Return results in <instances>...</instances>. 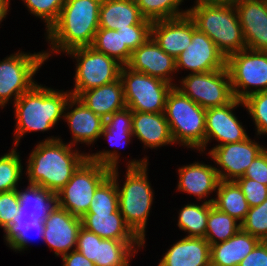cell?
<instances>
[{
	"mask_svg": "<svg viewBox=\"0 0 267 266\" xmlns=\"http://www.w3.org/2000/svg\"><path fill=\"white\" fill-rule=\"evenodd\" d=\"M144 244L142 240L103 239L81 227L76 250L96 266H129L131 258Z\"/></svg>",
	"mask_w": 267,
	"mask_h": 266,
	"instance_id": "cell-12",
	"label": "cell"
},
{
	"mask_svg": "<svg viewBox=\"0 0 267 266\" xmlns=\"http://www.w3.org/2000/svg\"><path fill=\"white\" fill-rule=\"evenodd\" d=\"M210 252L205 238L185 236L167 249L158 266H210Z\"/></svg>",
	"mask_w": 267,
	"mask_h": 266,
	"instance_id": "cell-24",
	"label": "cell"
},
{
	"mask_svg": "<svg viewBox=\"0 0 267 266\" xmlns=\"http://www.w3.org/2000/svg\"><path fill=\"white\" fill-rule=\"evenodd\" d=\"M82 227L103 239L141 240L126 224L118 209L114 213H86Z\"/></svg>",
	"mask_w": 267,
	"mask_h": 266,
	"instance_id": "cell-28",
	"label": "cell"
},
{
	"mask_svg": "<svg viewBox=\"0 0 267 266\" xmlns=\"http://www.w3.org/2000/svg\"><path fill=\"white\" fill-rule=\"evenodd\" d=\"M141 15L151 21L178 18L188 14L179 9L184 0H135ZM181 10V11H180Z\"/></svg>",
	"mask_w": 267,
	"mask_h": 266,
	"instance_id": "cell-36",
	"label": "cell"
},
{
	"mask_svg": "<svg viewBox=\"0 0 267 266\" xmlns=\"http://www.w3.org/2000/svg\"><path fill=\"white\" fill-rule=\"evenodd\" d=\"M174 143L200 151L205 146L206 109L173 87L165 110Z\"/></svg>",
	"mask_w": 267,
	"mask_h": 266,
	"instance_id": "cell-7",
	"label": "cell"
},
{
	"mask_svg": "<svg viewBox=\"0 0 267 266\" xmlns=\"http://www.w3.org/2000/svg\"><path fill=\"white\" fill-rule=\"evenodd\" d=\"M77 64L72 96L78 97L83 91L116 81L122 65L110 56L100 53L91 46L74 48L66 53Z\"/></svg>",
	"mask_w": 267,
	"mask_h": 266,
	"instance_id": "cell-11",
	"label": "cell"
},
{
	"mask_svg": "<svg viewBox=\"0 0 267 266\" xmlns=\"http://www.w3.org/2000/svg\"><path fill=\"white\" fill-rule=\"evenodd\" d=\"M17 190L19 199L18 216H26L36 222H44L57 205L56 194L40 187L29 184L24 190Z\"/></svg>",
	"mask_w": 267,
	"mask_h": 266,
	"instance_id": "cell-29",
	"label": "cell"
},
{
	"mask_svg": "<svg viewBox=\"0 0 267 266\" xmlns=\"http://www.w3.org/2000/svg\"><path fill=\"white\" fill-rule=\"evenodd\" d=\"M246 49L267 51V0H236Z\"/></svg>",
	"mask_w": 267,
	"mask_h": 266,
	"instance_id": "cell-19",
	"label": "cell"
},
{
	"mask_svg": "<svg viewBox=\"0 0 267 266\" xmlns=\"http://www.w3.org/2000/svg\"><path fill=\"white\" fill-rule=\"evenodd\" d=\"M175 61L177 72L185 69L191 73H204L226 68L225 56L216 44L196 27L194 20L192 41Z\"/></svg>",
	"mask_w": 267,
	"mask_h": 266,
	"instance_id": "cell-15",
	"label": "cell"
},
{
	"mask_svg": "<svg viewBox=\"0 0 267 266\" xmlns=\"http://www.w3.org/2000/svg\"><path fill=\"white\" fill-rule=\"evenodd\" d=\"M235 182L240 187L242 193L250 207L258 206L267 199V186L250 178H238Z\"/></svg>",
	"mask_w": 267,
	"mask_h": 266,
	"instance_id": "cell-43",
	"label": "cell"
},
{
	"mask_svg": "<svg viewBox=\"0 0 267 266\" xmlns=\"http://www.w3.org/2000/svg\"><path fill=\"white\" fill-rule=\"evenodd\" d=\"M28 11L43 19L46 31L56 22L67 0H22Z\"/></svg>",
	"mask_w": 267,
	"mask_h": 266,
	"instance_id": "cell-41",
	"label": "cell"
},
{
	"mask_svg": "<svg viewBox=\"0 0 267 266\" xmlns=\"http://www.w3.org/2000/svg\"><path fill=\"white\" fill-rule=\"evenodd\" d=\"M133 111L125 107L122 110L114 112L105 119L104 128L100 136H104L110 145L119 147L131 142Z\"/></svg>",
	"mask_w": 267,
	"mask_h": 266,
	"instance_id": "cell-33",
	"label": "cell"
},
{
	"mask_svg": "<svg viewBox=\"0 0 267 266\" xmlns=\"http://www.w3.org/2000/svg\"><path fill=\"white\" fill-rule=\"evenodd\" d=\"M137 24H152L145 19L135 0H102L99 28L118 30Z\"/></svg>",
	"mask_w": 267,
	"mask_h": 266,
	"instance_id": "cell-26",
	"label": "cell"
},
{
	"mask_svg": "<svg viewBox=\"0 0 267 266\" xmlns=\"http://www.w3.org/2000/svg\"><path fill=\"white\" fill-rule=\"evenodd\" d=\"M72 94L54 90L35 83L13 104L15 113L14 147L29 132H45L53 128L61 118Z\"/></svg>",
	"mask_w": 267,
	"mask_h": 266,
	"instance_id": "cell-3",
	"label": "cell"
},
{
	"mask_svg": "<svg viewBox=\"0 0 267 266\" xmlns=\"http://www.w3.org/2000/svg\"><path fill=\"white\" fill-rule=\"evenodd\" d=\"M118 209L117 184L109 175L95 190L87 213H114Z\"/></svg>",
	"mask_w": 267,
	"mask_h": 266,
	"instance_id": "cell-37",
	"label": "cell"
},
{
	"mask_svg": "<svg viewBox=\"0 0 267 266\" xmlns=\"http://www.w3.org/2000/svg\"><path fill=\"white\" fill-rule=\"evenodd\" d=\"M238 266H267V241H260Z\"/></svg>",
	"mask_w": 267,
	"mask_h": 266,
	"instance_id": "cell-46",
	"label": "cell"
},
{
	"mask_svg": "<svg viewBox=\"0 0 267 266\" xmlns=\"http://www.w3.org/2000/svg\"><path fill=\"white\" fill-rule=\"evenodd\" d=\"M23 166L17 148L0 157V192L16 190L22 176Z\"/></svg>",
	"mask_w": 267,
	"mask_h": 266,
	"instance_id": "cell-38",
	"label": "cell"
},
{
	"mask_svg": "<svg viewBox=\"0 0 267 266\" xmlns=\"http://www.w3.org/2000/svg\"><path fill=\"white\" fill-rule=\"evenodd\" d=\"M19 209L17 190L0 192V227L4 229L11 224Z\"/></svg>",
	"mask_w": 267,
	"mask_h": 266,
	"instance_id": "cell-44",
	"label": "cell"
},
{
	"mask_svg": "<svg viewBox=\"0 0 267 266\" xmlns=\"http://www.w3.org/2000/svg\"><path fill=\"white\" fill-rule=\"evenodd\" d=\"M77 98L104 120L126 107L120 77L111 83L83 91Z\"/></svg>",
	"mask_w": 267,
	"mask_h": 266,
	"instance_id": "cell-25",
	"label": "cell"
},
{
	"mask_svg": "<svg viewBox=\"0 0 267 266\" xmlns=\"http://www.w3.org/2000/svg\"><path fill=\"white\" fill-rule=\"evenodd\" d=\"M126 66L136 72L145 73L176 85L172 82L174 80L172 74L177 72L176 61L164 52L152 37L132 52Z\"/></svg>",
	"mask_w": 267,
	"mask_h": 266,
	"instance_id": "cell-18",
	"label": "cell"
},
{
	"mask_svg": "<svg viewBox=\"0 0 267 266\" xmlns=\"http://www.w3.org/2000/svg\"><path fill=\"white\" fill-rule=\"evenodd\" d=\"M12 53L0 61V108L13 103L35 83L34 77L46 61L44 52Z\"/></svg>",
	"mask_w": 267,
	"mask_h": 266,
	"instance_id": "cell-10",
	"label": "cell"
},
{
	"mask_svg": "<svg viewBox=\"0 0 267 266\" xmlns=\"http://www.w3.org/2000/svg\"><path fill=\"white\" fill-rule=\"evenodd\" d=\"M4 240L8 247L16 251H24L28 248L30 237L36 232L43 239L44 222H36L26 216H18V213L12 219L11 224L4 229ZM31 233V235H30Z\"/></svg>",
	"mask_w": 267,
	"mask_h": 266,
	"instance_id": "cell-31",
	"label": "cell"
},
{
	"mask_svg": "<svg viewBox=\"0 0 267 266\" xmlns=\"http://www.w3.org/2000/svg\"><path fill=\"white\" fill-rule=\"evenodd\" d=\"M236 0H195L196 4H234Z\"/></svg>",
	"mask_w": 267,
	"mask_h": 266,
	"instance_id": "cell-49",
	"label": "cell"
},
{
	"mask_svg": "<svg viewBox=\"0 0 267 266\" xmlns=\"http://www.w3.org/2000/svg\"><path fill=\"white\" fill-rule=\"evenodd\" d=\"M148 159L129 160L122 188L118 182V168L110 169V176L117 184L119 210L126 224L145 243V232L153 204L154 192L148 180Z\"/></svg>",
	"mask_w": 267,
	"mask_h": 266,
	"instance_id": "cell-5",
	"label": "cell"
},
{
	"mask_svg": "<svg viewBox=\"0 0 267 266\" xmlns=\"http://www.w3.org/2000/svg\"><path fill=\"white\" fill-rule=\"evenodd\" d=\"M188 15L196 27L205 33L228 56L246 49L242 27L234 4H196Z\"/></svg>",
	"mask_w": 267,
	"mask_h": 266,
	"instance_id": "cell-6",
	"label": "cell"
},
{
	"mask_svg": "<svg viewBox=\"0 0 267 266\" xmlns=\"http://www.w3.org/2000/svg\"><path fill=\"white\" fill-rule=\"evenodd\" d=\"M62 262V266H96L76 249L63 255Z\"/></svg>",
	"mask_w": 267,
	"mask_h": 266,
	"instance_id": "cell-47",
	"label": "cell"
},
{
	"mask_svg": "<svg viewBox=\"0 0 267 266\" xmlns=\"http://www.w3.org/2000/svg\"><path fill=\"white\" fill-rule=\"evenodd\" d=\"M179 181L177 190L194 195L198 200L209 198L216 192L219 177L215 166L194 162L178 168Z\"/></svg>",
	"mask_w": 267,
	"mask_h": 266,
	"instance_id": "cell-23",
	"label": "cell"
},
{
	"mask_svg": "<svg viewBox=\"0 0 267 266\" xmlns=\"http://www.w3.org/2000/svg\"><path fill=\"white\" fill-rule=\"evenodd\" d=\"M87 156L56 194L57 205L80 218L88 212L95 190L110 175V169L117 168L120 154L118 150H100Z\"/></svg>",
	"mask_w": 267,
	"mask_h": 266,
	"instance_id": "cell-4",
	"label": "cell"
},
{
	"mask_svg": "<svg viewBox=\"0 0 267 266\" xmlns=\"http://www.w3.org/2000/svg\"><path fill=\"white\" fill-rule=\"evenodd\" d=\"M241 229L260 241H267V199L258 206L250 207Z\"/></svg>",
	"mask_w": 267,
	"mask_h": 266,
	"instance_id": "cell-40",
	"label": "cell"
},
{
	"mask_svg": "<svg viewBox=\"0 0 267 266\" xmlns=\"http://www.w3.org/2000/svg\"><path fill=\"white\" fill-rule=\"evenodd\" d=\"M81 227L80 217L56 205L44 221L43 241L57 257L63 256L76 249Z\"/></svg>",
	"mask_w": 267,
	"mask_h": 266,
	"instance_id": "cell-17",
	"label": "cell"
},
{
	"mask_svg": "<svg viewBox=\"0 0 267 266\" xmlns=\"http://www.w3.org/2000/svg\"><path fill=\"white\" fill-rule=\"evenodd\" d=\"M193 19L187 14L152 22L151 37L159 47L176 59L192 41Z\"/></svg>",
	"mask_w": 267,
	"mask_h": 266,
	"instance_id": "cell-21",
	"label": "cell"
},
{
	"mask_svg": "<svg viewBox=\"0 0 267 266\" xmlns=\"http://www.w3.org/2000/svg\"><path fill=\"white\" fill-rule=\"evenodd\" d=\"M216 193L213 205L242 223L250 206L238 184L235 181L220 180Z\"/></svg>",
	"mask_w": 267,
	"mask_h": 266,
	"instance_id": "cell-30",
	"label": "cell"
},
{
	"mask_svg": "<svg viewBox=\"0 0 267 266\" xmlns=\"http://www.w3.org/2000/svg\"><path fill=\"white\" fill-rule=\"evenodd\" d=\"M120 79L123 83L126 107L138 112H164L166 99L174 87L173 84L136 72L127 66L121 67Z\"/></svg>",
	"mask_w": 267,
	"mask_h": 266,
	"instance_id": "cell-8",
	"label": "cell"
},
{
	"mask_svg": "<svg viewBox=\"0 0 267 266\" xmlns=\"http://www.w3.org/2000/svg\"><path fill=\"white\" fill-rule=\"evenodd\" d=\"M132 134L143 143L144 149L175 144L164 112L133 111Z\"/></svg>",
	"mask_w": 267,
	"mask_h": 266,
	"instance_id": "cell-22",
	"label": "cell"
},
{
	"mask_svg": "<svg viewBox=\"0 0 267 266\" xmlns=\"http://www.w3.org/2000/svg\"><path fill=\"white\" fill-rule=\"evenodd\" d=\"M259 242L240 229L230 239L211 245L210 266H238Z\"/></svg>",
	"mask_w": 267,
	"mask_h": 266,
	"instance_id": "cell-27",
	"label": "cell"
},
{
	"mask_svg": "<svg viewBox=\"0 0 267 266\" xmlns=\"http://www.w3.org/2000/svg\"><path fill=\"white\" fill-rule=\"evenodd\" d=\"M244 105L243 101L234 98L230 103L221 107H211L206 109L205 120V146L200 153L206 151L210 140H216L223 145L226 143H236L247 139V135L242 122L235 116L234 109Z\"/></svg>",
	"mask_w": 267,
	"mask_h": 266,
	"instance_id": "cell-16",
	"label": "cell"
},
{
	"mask_svg": "<svg viewBox=\"0 0 267 266\" xmlns=\"http://www.w3.org/2000/svg\"><path fill=\"white\" fill-rule=\"evenodd\" d=\"M243 103L242 107L246 108L253 118L257 130L256 135H267V90L248 96Z\"/></svg>",
	"mask_w": 267,
	"mask_h": 266,
	"instance_id": "cell-39",
	"label": "cell"
},
{
	"mask_svg": "<svg viewBox=\"0 0 267 266\" xmlns=\"http://www.w3.org/2000/svg\"><path fill=\"white\" fill-rule=\"evenodd\" d=\"M7 0H0V23L6 18L9 12V4Z\"/></svg>",
	"mask_w": 267,
	"mask_h": 266,
	"instance_id": "cell-48",
	"label": "cell"
},
{
	"mask_svg": "<svg viewBox=\"0 0 267 266\" xmlns=\"http://www.w3.org/2000/svg\"><path fill=\"white\" fill-rule=\"evenodd\" d=\"M180 83L174 87L205 109L227 105L234 99L227 68L189 73Z\"/></svg>",
	"mask_w": 267,
	"mask_h": 266,
	"instance_id": "cell-13",
	"label": "cell"
},
{
	"mask_svg": "<svg viewBox=\"0 0 267 266\" xmlns=\"http://www.w3.org/2000/svg\"><path fill=\"white\" fill-rule=\"evenodd\" d=\"M267 186V147L252 161L243 177Z\"/></svg>",
	"mask_w": 267,
	"mask_h": 266,
	"instance_id": "cell-45",
	"label": "cell"
},
{
	"mask_svg": "<svg viewBox=\"0 0 267 266\" xmlns=\"http://www.w3.org/2000/svg\"><path fill=\"white\" fill-rule=\"evenodd\" d=\"M91 47L115 59L122 66L128 64L132 55V52L123 44L122 33L112 29L99 28Z\"/></svg>",
	"mask_w": 267,
	"mask_h": 266,
	"instance_id": "cell-34",
	"label": "cell"
},
{
	"mask_svg": "<svg viewBox=\"0 0 267 266\" xmlns=\"http://www.w3.org/2000/svg\"><path fill=\"white\" fill-rule=\"evenodd\" d=\"M151 26L152 24H137L117 31L122 33L123 44L133 52L151 37Z\"/></svg>",
	"mask_w": 267,
	"mask_h": 266,
	"instance_id": "cell-42",
	"label": "cell"
},
{
	"mask_svg": "<svg viewBox=\"0 0 267 266\" xmlns=\"http://www.w3.org/2000/svg\"><path fill=\"white\" fill-rule=\"evenodd\" d=\"M214 199L204 200L200 205L190 202L179 210L177 225L180 230L188 232V237L205 238L207 219Z\"/></svg>",
	"mask_w": 267,
	"mask_h": 266,
	"instance_id": "cell-32",
	"label": "cell"
},
{
	"mask_svg": "<svg viewBox=\"0 0 267 266\" xmlns=\"http://www.w3.org/2000/svg\"><path fill=\"white\" fill-rule=\"evenodd\" d=\"M253 141L248 137L240 142L216 145L209 150L208 156L218 166L215 169L219 180L235 181L243 177L252 161L265 149L259 142Z\"/></svg>",
	"mask_w": 267,
	"mask_h": 266,
	"instance_id": "cell-14",
	"label": "cell"
},
{
	"mask_svg": "<svg viewBox=\"0 0 267 266\" xmlns=\"http://www.w3.org/2000/svg\"><path fill=\"white\" fill-rule=\"evenodd\" d=\"M59 137H47L31 151L25 168L29 184L39 185L55 194L71 179L88 159Z\"/></svg>",
	"mask_w": 267,
	"mask_h": 266,
	"instance_id": "cell-1",
	"label": "cell"
},
{
	"mask_svg": "<svg viewBox=\"0 0 267 266\" xmlns=\"http://www.w3.org/2000/svg\"><path fill=\"white\" fill-rule=\"evenodd\" d=\"M102 0H67L56 22L46 32L51 50L44 51L46 61L52 53L60 54L92 45L99 29Z\"/></svg>",
	"mask_w": 267,
	"mask_h": 266,
	"instance_id": "cell-2",
	"label": "cell"
},
{
	"mask_svg": "<svg viewBox=\"0 0 267 266\" xmlns=\"http://www.w3.org/2000/svg\"><path fill=\"white\" fill-rule=\"evenodd\" d=\"M63 120L67 122L70 133L73 135L71 142H69L71 146H76L79 142L81 144L86 143L88 146L93 144V142L95 143L101 137L100 135L105 123L101 116L96 115L74 96H71L67 102Z\"/></svg>",
	"mask_w": 267,
	"mask_h": 266,
	"instance_id": "cell-20",
	"label": "cell"
},
{
	"mask_svg": "<svg viewBox=\"0 0 267 266\" xmlns=\"http://www.w3.org/2000/svg\"><path fill=\"white\" fill-rule=\"evenodd\" d=\"M240 229L241 223H238L232 216L220 211L211 203L205 233V239L210 246L230 239Z\"/></svg>",
	"mask_w": 267,
	"mask_h": 266,
	"instance_id": "cell-35",
	"label": "cell"
},
{
	"mask_svg": "<svg viewBox=\"0 0 267 266\" xmlns=\"http://www.w3.org/2000/svg\"><path fill=\"white\" fill-rule=\"evenodd\" d=\"M226 68L234 98L243 101L267 90V51L243 49L226 58Z\"/></svg>",
	"mask_w": 267,
	"mask_h": 266,
	"instance_id": "cell-9",
	"label": "cell"
}]
</instances>
